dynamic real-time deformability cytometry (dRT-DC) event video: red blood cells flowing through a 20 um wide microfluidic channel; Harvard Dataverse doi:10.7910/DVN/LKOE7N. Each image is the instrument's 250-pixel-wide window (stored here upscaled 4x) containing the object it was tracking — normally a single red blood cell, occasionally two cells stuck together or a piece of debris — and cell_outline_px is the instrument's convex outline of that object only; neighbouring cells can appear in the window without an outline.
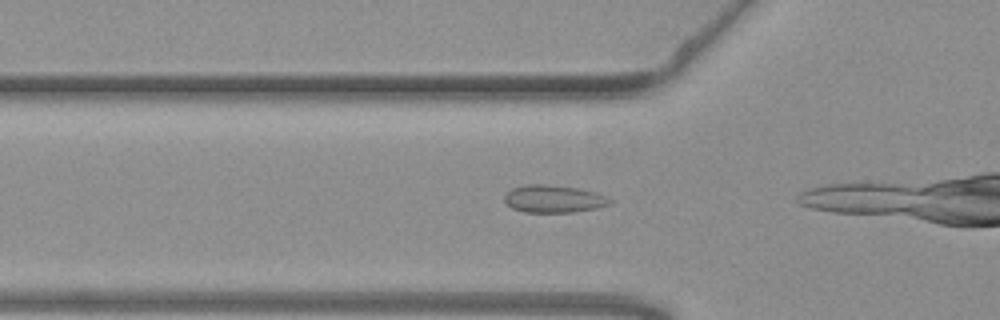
{"species": "common noctule bat (a hibernating species)", "species_latin": "Nyctalus noctula", "temperature_condition": "warm", "stored_images_in_passage": 7, "camera_frame_rate_fps": 3000, "um_per_image_px": 0.085, "animal": {"sex": "female", "body_mass_g": 19.3, "forearm_length_mm": 54.1}, "frame": {"image": 1, "passage_image": 5, "time_ms": 1.333, "image_size_px": [1000, 320], "cell_outline_px": [[612, 204], [596, 208], [572, 212], [524, 212], [512, 208], [504, 200], [504, 196], [512, 188], [524, 184], [548, 184], [576, 188], [596, 192], [612, 200]], "centroid_in_image_um": [47.05, 16.9], "position_along_channel_um": 78.7, "area_um2": 16.88}}